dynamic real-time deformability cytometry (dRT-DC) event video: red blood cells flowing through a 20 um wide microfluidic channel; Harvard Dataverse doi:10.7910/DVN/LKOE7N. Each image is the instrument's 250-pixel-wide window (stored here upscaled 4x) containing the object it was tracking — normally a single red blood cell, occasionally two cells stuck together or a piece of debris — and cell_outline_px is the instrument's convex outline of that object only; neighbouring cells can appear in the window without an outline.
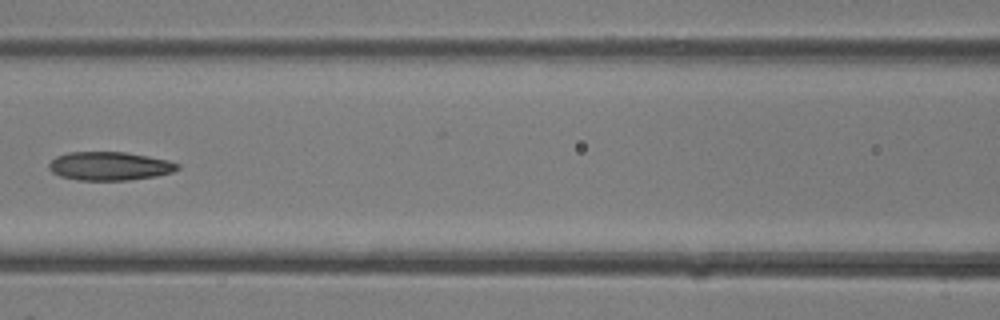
{"species": "common noctule bat (a hibernating species)", "species_latin": "Nyctalus noctula", "temperature_condition": "room temperature", "stored_images_in_passage": 27, "camera_frame_rate_fps": 3000, "um_per_image_px": 0.085, "animal": {"sex": "female"}, "frame": {"image": 1, "passage_image": 8, "time_ms": 2.333, "image_size_px": [1000, 320], "cell_outline_px": [[180, 168], [172, 172], [156, 176], [128, 180], [76, 180], [60, 176], [52, 172], [48, 168], [48, 164], [56, 156], [68, 152], [124, 152], [148, 156], [168, 160], [180, 164]], "centroid_in_image_um": [9.31, 14.11], "position_along_channel_um": 157.3, "area_um2": 21.44}}
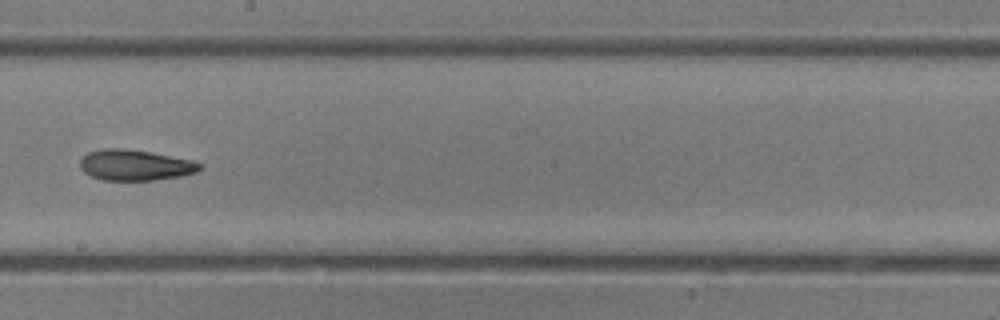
{"frame": {"image": 2, "passage_image": 12, "time_ms": 3.667, "image_size_px": [1000, 320], "cell_outline_px": [[204, 168], [196, 172], [180, 176], [156, 180], [100, 180], [84, 172], [80, 168], [80, 160], [88, 152], [100, 148], [128, 148], [152, 152], [192, 160], [200, 164]], "centroid_in_image_um": [11.47, 14.02], "position_along_channel_um": 236.7, "area_um2": 21.68}}
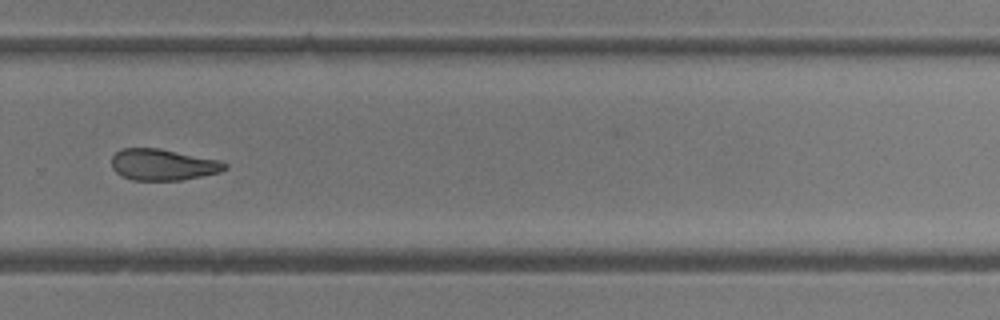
{"frame": {"image": 3, "passage_image": 16, "time_ms": 5.0, "image_size_px": [1000, 320], "cell_outline_px": [[228, 168], [220, 172], [180, 180], [132, 180], [116, 172], [112, 168], [112, 156], [116, 152], [124, 148], [160, 148], [220, 160], [228, 164]], "centroid_in_image_um": [13.87, 13.99], "position_along_channel_um": 315.9, "area_um2": 20.63}}